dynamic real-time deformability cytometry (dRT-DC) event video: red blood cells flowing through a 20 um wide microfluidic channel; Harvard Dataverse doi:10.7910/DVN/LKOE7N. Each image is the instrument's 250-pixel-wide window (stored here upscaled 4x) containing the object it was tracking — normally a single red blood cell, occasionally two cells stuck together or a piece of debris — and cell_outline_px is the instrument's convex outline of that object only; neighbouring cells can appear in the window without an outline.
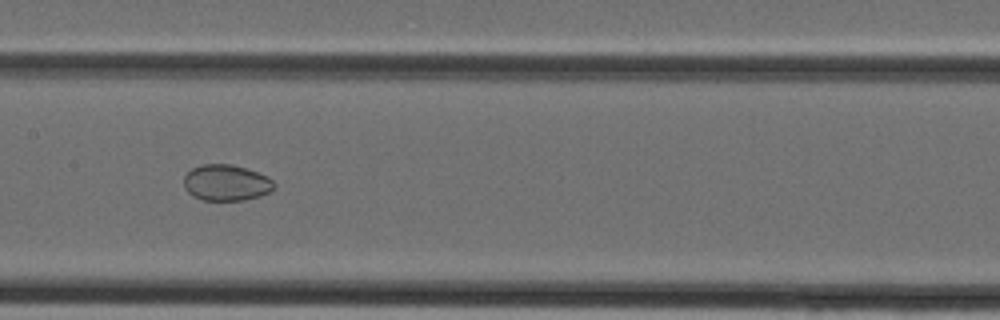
{"species": "Egyptian fruit bat (a non-hibernating species)", "species_latin": "Rousettus aegyptiacus", "temperature_condition": "cold", "stored_images_in_passage": 24, "camera_frame_rate_fps": 3000, "um_per_image_px": 0.085, "animal": {"sex": "female"}, "frame": {"image": 1, "passage_image": 8, "time_ms": 2.333, "image_size_px": [1000, 320], "cell_outline_px": [[276, 188], [260, 196], [244, 200], [204, 200], [192, 196], [184, 188], [184, 176], [192, 168], [204, 164], [232, 164], [268, 176], [276, 184]], "centroid_in_image_um": [19.23, 15.53], "position_along_channel_um": 188.2, "area_um2": 19.02}}
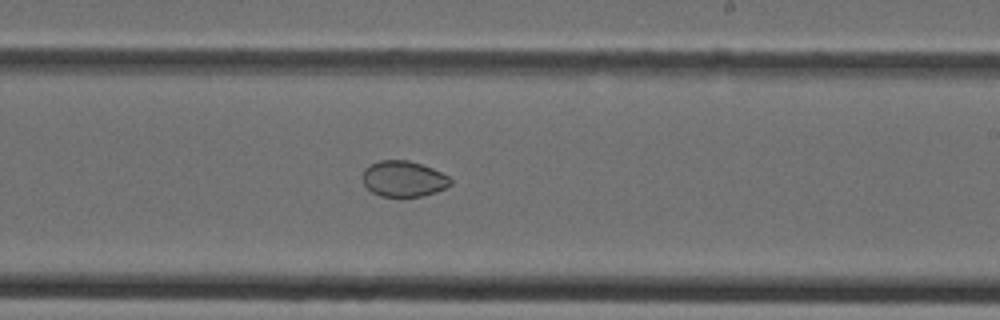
{"frame": {"image": 2, "passage_image": 12, "time_ms": 3.667, "image_size_px": [1000, 320], "cell_outline_px": [[452, 184], [436, 192], [420, 196], [380, 196], [372, 192], [364, 184], [364, 168], [368, 164], [380, 160], [408, 160], [432, 168], [448, 176], [452, 180]], "centroid_in_image_um": [34.3, 15.19], "position_along_channel_um": 254.7, "area_um2": 18.21}}
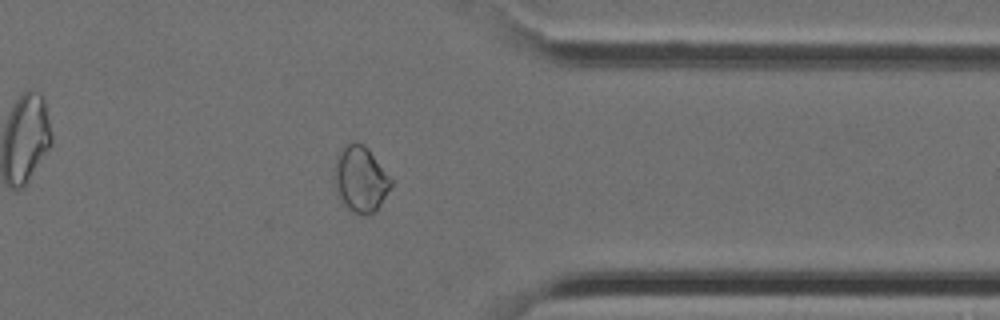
{"frame": {"image": 3, "passage_image": 20, "time_ms": 6.333, "image_size_px": [1000, 320], "cell_outline_px": [[392, 184], [376, 212], [352, 212], [340, 204], [336, 192], [332, 172], [332, 168], [336, 156], [348, 144], [364, 144], [368, 148], [392, 180]], "centroid_in_image_um": [30.59, 15.24], "position_along_channel_um": 380.8, "area_um2": 21.68}}